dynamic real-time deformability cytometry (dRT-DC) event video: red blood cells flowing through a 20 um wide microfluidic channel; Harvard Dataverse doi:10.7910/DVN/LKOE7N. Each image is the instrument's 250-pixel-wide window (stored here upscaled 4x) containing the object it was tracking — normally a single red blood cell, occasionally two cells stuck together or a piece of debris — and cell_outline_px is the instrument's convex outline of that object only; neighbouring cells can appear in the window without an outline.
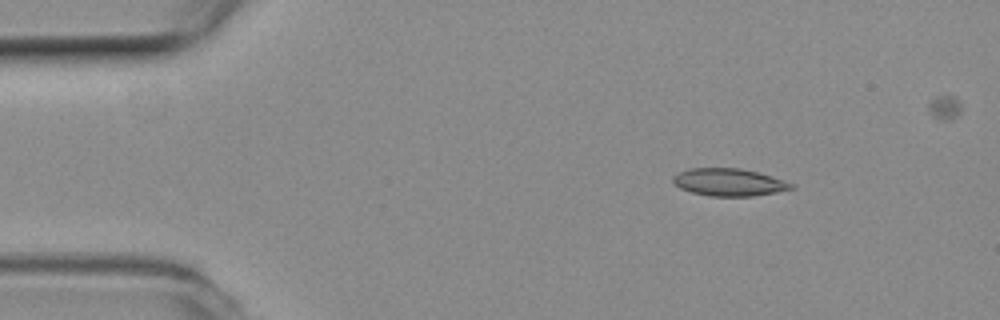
{"species": "common noctule bat (a hibernating species)", "species_latin": "Nyctalus noctula", "temperature_condition": "room temperature", "stored_images_in_passage": 7, "camera_frame_rate_fps": 3000, "um_per_image_px": 0.085, "animal": {"sex": "female", "body_mass_g": 19.3, "forearm_length_mm": 54.1}, "frame": {"image": 1, "passage_image": 2, "time_ms": 0.333, "image_size_px": [1000, 320], "cell_outline_px": [[796, 188], [776, 192], [752, 196], [712, 196], [692, 192], [680, 188], [672, 180], [672, 176], [688, 168], [740, 168], [772, 176], [792, 184]], "centroid_in_image_um": [61.95, 15.48], "position_along_channel_um": 23.1, "area_um2": 18.73}}